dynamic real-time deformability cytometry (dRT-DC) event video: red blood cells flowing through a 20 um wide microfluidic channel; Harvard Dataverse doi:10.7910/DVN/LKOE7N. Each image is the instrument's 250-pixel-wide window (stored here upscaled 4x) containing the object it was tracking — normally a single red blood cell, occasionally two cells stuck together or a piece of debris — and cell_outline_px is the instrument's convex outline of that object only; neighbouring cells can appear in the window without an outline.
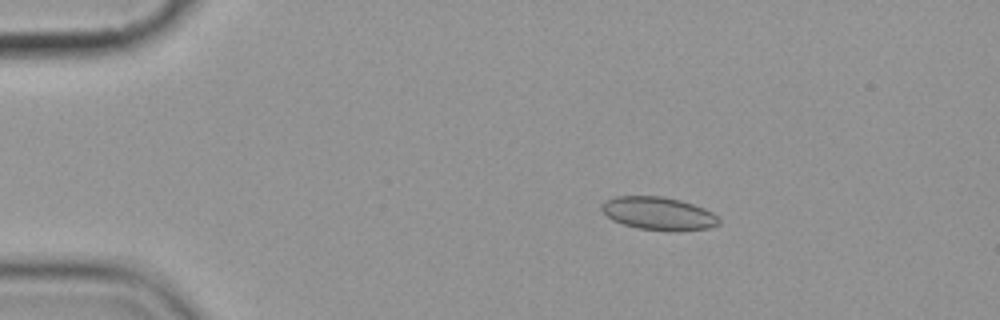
{"species": "common noctule bat (a hibernating species)", "species_latin": "Nyctalus noctula", "temperature_condition": "cold", "stored_images_in_passage": 5, "camera_frame_rate_fps": 3000, "um_per_image_px": 0.085, "animal": {"sex": "female", "body_mass_g": 19.9}, "frame": {"image": 1, "passage_image": 3, "time_ms": 2.333, "image_size_px": [1000, 320], "cell_outline_px": [[720, 224], [708, 228], [668, 232], [636, 228], [612, 220], [600, 208], [600, 204], [604, 200], [616, 196], [664, 196], [680, 200], [704, 208], [712, 212], [720, 220]], "centroid_in_image_um": [55.95, 18.15], "position_along_channel_um": 29.0, "area_um2": 22.77}}
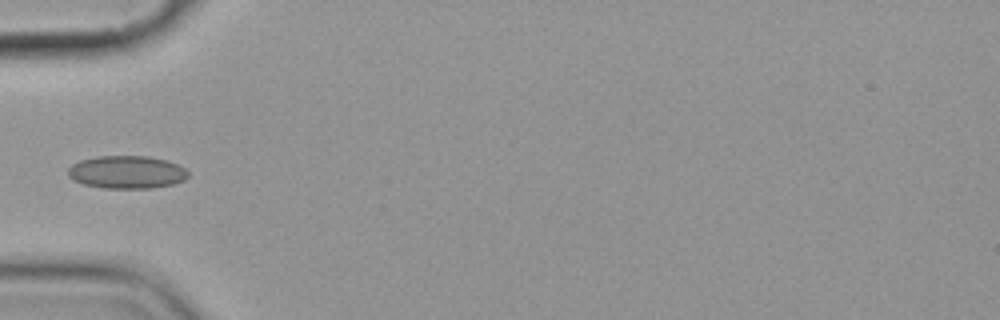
{"frame": {"image": 2, "passage_image": 5, "time_ms": 5.333, "image_size_px": [1000, 320], "cell_outline_px": [[188, 176], [184, 180], [172, 184], [152, 188], [104, 188], [84, 184], [68, 176], [68, 168], [72, 164], [80, 160], [96, 156], [148, 156], [164, 160], [176, 164], [184, 168], [188, 172]], "centroid_in_image_um": [10.76, 14.63], "position_along_channel_um": 74.2, "area_um2": 22.83}}